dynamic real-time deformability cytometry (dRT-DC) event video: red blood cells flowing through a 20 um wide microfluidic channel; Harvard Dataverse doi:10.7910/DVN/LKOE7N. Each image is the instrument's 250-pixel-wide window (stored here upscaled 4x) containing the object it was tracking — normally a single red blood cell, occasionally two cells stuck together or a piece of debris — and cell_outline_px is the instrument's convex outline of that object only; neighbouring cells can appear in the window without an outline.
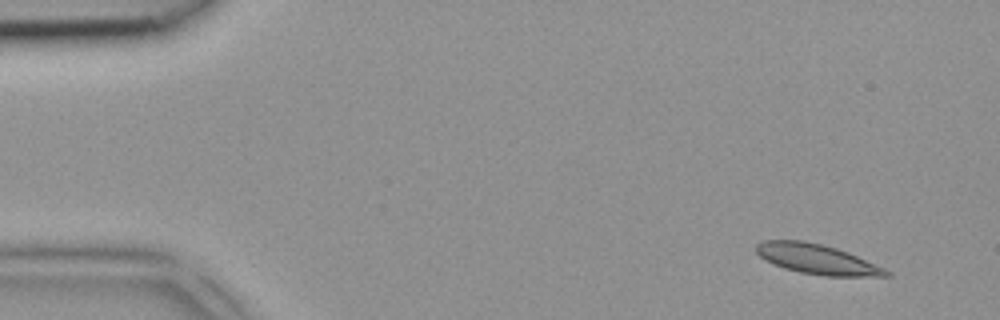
{"species": "common noctule bat (a hibernating species)", "species_latin": "Nyctalus noctula", "temperature_condition": "room temperature", "stored_images_in_passage": 4, "camera_frame_rate_fps": 3000, "um_per_image_px": 0.085, "animal": {"sex": "female", "body_mass_g": 18.4}, "frame": {"image": 1, "passage_image": 1, "time_ms": 0.0, "image_size_px": [1000, 320], "cell_outline_px": [[892, 276], [824, 276], [800, 272], [784, 268], [760, 256], [756, 252], [756, 244], [764, 240], [804, 240], [836, 248], [848, 252], [884, 268], [892, 272]], "centroid_in_image_um": [69.47, 22.03], "position_along_channel_um": 15.5, "area_um2": 22.43}}
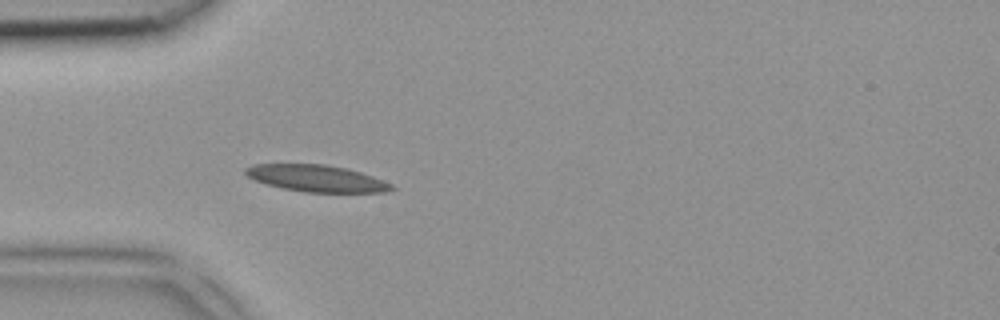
{"frame": {"image": 2, "passage_image": 4, "time_ms": 1.0, "image_size_px": [1000, 320], "cell_outline_px": [[396, 188], [384, 192], [304, 192], [284, 188], [268, 184], [256, 180], [248, 176], [244, 172], [244, 168], [252, 164], [324, 164], [348, 168], [372, 176], [392, 184]], "centroid_in_image_um": [26.91, 15.15], "position_along_channel_um": 58.1, "area_um2": 22.6}}